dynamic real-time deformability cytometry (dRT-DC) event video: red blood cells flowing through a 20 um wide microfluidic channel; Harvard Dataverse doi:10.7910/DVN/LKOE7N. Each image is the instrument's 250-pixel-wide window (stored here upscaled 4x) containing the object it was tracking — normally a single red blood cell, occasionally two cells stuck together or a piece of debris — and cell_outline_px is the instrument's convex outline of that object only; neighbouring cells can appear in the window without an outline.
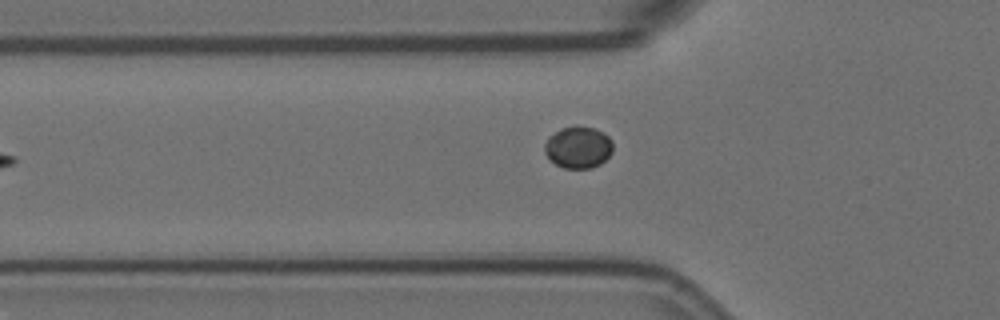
{"species": "Egyptian fruit bat (a non-hibernating species)", "species_latin": "Rousettus aegyptiacus", "temperature_condition": "room temperature", "stored_images_in_passage": 12, "camera_frame_rate_fps": 3000, "um_per_image_px": 0.085, "animal": {"sex": "female"}, "frame": {"image": 1, "passage_image": 3, "time_ms": 0.667, "image_size_px": [1000, 320], "cell_outline_px": [[612, 152], [600, 164], [592, 168], [564, 168], [556, 164], [544, 152], [544, 144], [548, 136], [560, 128], [576, 124], [592, 128], [608, 136], [612, 140]], "centroid_in_image_um": [49.12, 12.5], "position_along_channel_um": 76.7, "area_um2": 16.7}}
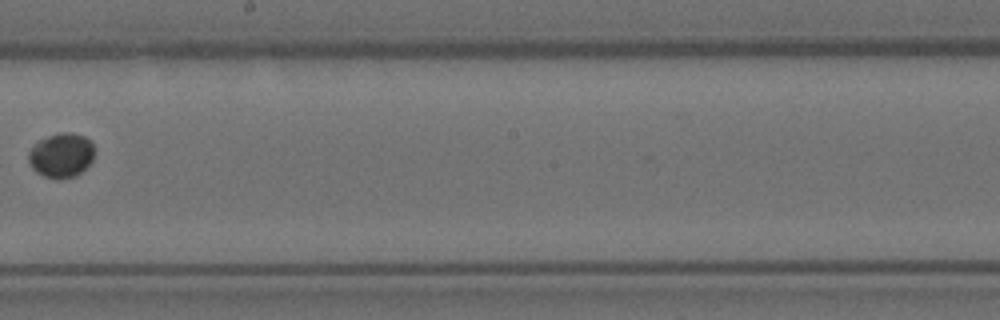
{"frame": {"image": 2, "passage_image": 7, "time_ms": 2.0, "image_size_px": [1000, 320], "cell_outline_px": [[92, 160], [76, 176], [56, 180], [44, 176], [36, 172], [32, 168], [28, 160], [28, 152], [40, 140], [48, 136], [60, 132], [72, 132], [84, 136], [92, 144]], "centroid_in_image_um": [5.18, 13.21], "position_along_channel_um": 243.0, "area_um2": 16.88}}
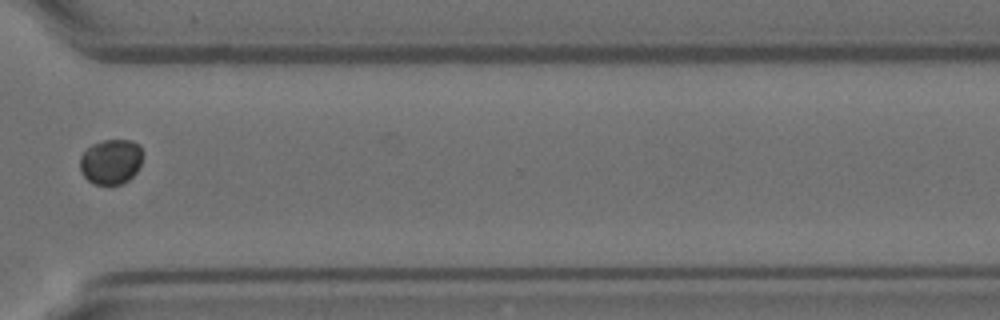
{"frame": {"image": 3, "passage_image": 10, "time_ms": 3.0, "image_size_px": [1000, 320], "cell_outline_px": [[144, 152], [140, 164], [136, 172], [124, 184], [92, 184], [80, 172], [80, 156], [92, 144], [104, 140], [132, 140], [140, 144]], "centroid_in_image_um": [9.45, 13.73], "position_along_channel_um": 361.2, "area_um2": 16.7}}